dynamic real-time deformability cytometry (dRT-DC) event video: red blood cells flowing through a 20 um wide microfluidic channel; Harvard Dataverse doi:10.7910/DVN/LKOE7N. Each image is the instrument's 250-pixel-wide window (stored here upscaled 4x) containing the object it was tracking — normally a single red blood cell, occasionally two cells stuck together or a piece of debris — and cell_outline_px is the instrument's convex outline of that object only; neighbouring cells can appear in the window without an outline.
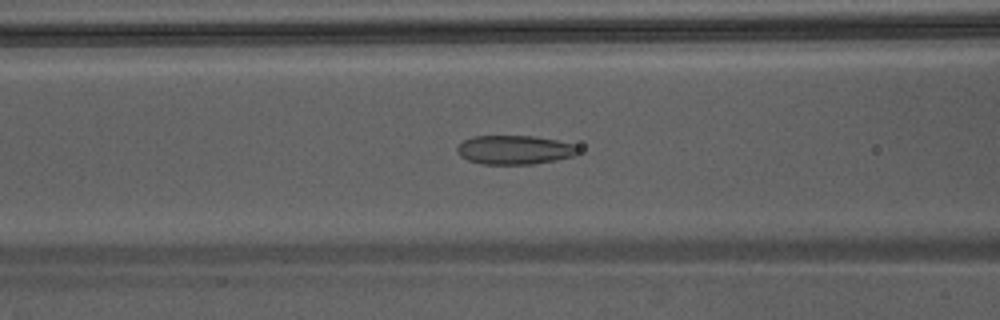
{"species": "Egyptian fruit bat (a non-hibernating species)", "species_latin": "Rousettus aegyptiacus", "temperature_condition": "warm", "stored_images_in_passage": 37, "camera_frame_rate_fps": 3000, "um_per_image_px": 0.085, "animal": {"sex": "male"}, "frame": {"image": 1, "passage_image": 11, "time_ms": 3.333, "image_size_px": [1000, 320], "cell_outline_px": [[580, 152], [576, 156], [556, 160], [532, 164], [484, 164], [468, 160], [460, 156], [456, 148], [464, 140], [472, 136], [532, 136], [556, 140], [576, 144], [580, 148]], "centroid_in_image_um": [43.79, 12.74], "position_along_channel_um": 122.8, "area_um2": 20.58}}
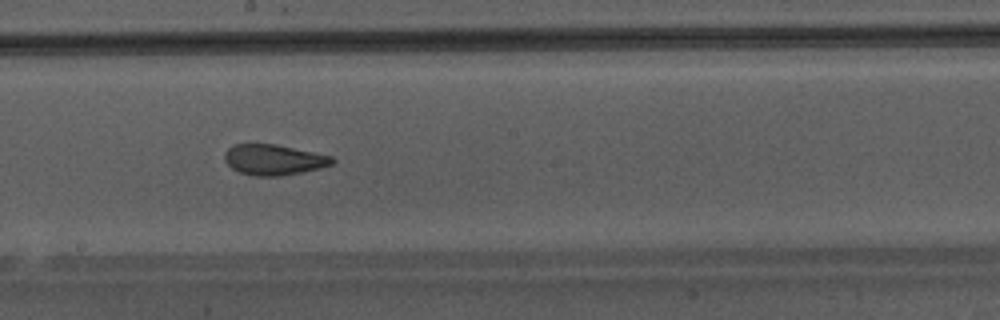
{"frame": {"image": 2, "passage_image": 18, "time_ms": 5.667, "image_size_px": [1000, 320], "cell_outline_px": [[336, 160], [332, 164], [320, 168], [280, 176], [252, 176], [240, 172], [232, 168], [224, 160], [224, 152], [232, 144], [276, 144], [332, 156]], "centroid_in_image_um": [23.24, 13.57], "position_along_channel_um": 225.0, "area_um2": 19.19}}
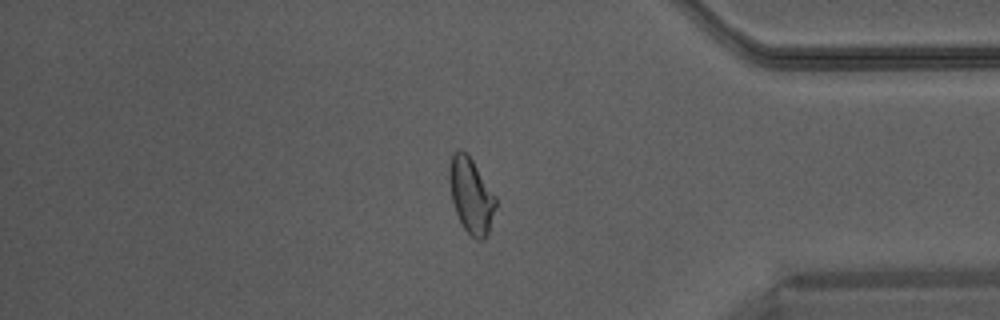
{"frame": {"image": 3, "passage_image": 31, "time_ms": 10.0, "image_size_px": [1000, 320], "cell_outline_px": [[496, 204], [488, 232], [480, 240], [476, 240], [464, 228], [456, 212], [452, 200], [448, 180], [448, 168], [452, 156], [460, 148], [472, 160], [496, 196]], "centroid_in_image_um": [40.02, 16.6], "position_along_channel_um": 395.2, "area_um2": 19.94}}